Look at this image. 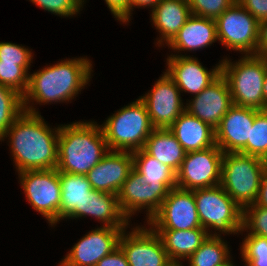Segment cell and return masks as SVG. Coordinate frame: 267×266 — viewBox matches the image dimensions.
Instances as JSON below:
<instances>
[{"instance_id": "cell-37", "label": "cell", "mask_w": 267, "mask_h": 266, "mask_svg": "<svg viewBox=\"0 0 267 266\" xmlns=\"http://www.w3.org/2000/svg\"><path fill=\"white\" fill-rule=\"evenodd\" d=\"M111 13L122 23L130 20V0H105Z\"/></svg>"}, {"instance_id": "cell-14", "label": "cell", "mask_w": 267, "mask_h": 266, "mask_svg": "<svg viewBox=\"0 0 267 266\" xmlns=\"http://www.w3.org/2000/svg\"><path fill=\"white\" fill-rule=\"evenodd\" d=\"M163 73L151 91L139 98L146 105L152 126L168 129L185 111V106L181 100V91L166 72Z\"/></svg>"}, {"instance_id": "cell-29", "label": "cell", "mask_w": 267, "mask_h": 266, "mask_svg": "<svg viewBox=\"0 0 267 266\" xmlns=\"http://www.w3.org/2000/svg\"><path fill=\"white\" fill-rule=\"evenodd\" d=\"M23 111V96L0 84V139Z\"/></svg>"}, {"instance_id": "cell-22", "label": "cell", "mask_w": 267, "mask_h": 266, "mask_svg": "<svg viewBox=\"0 0 267 266\" xmlns=\"http://www.w3.org/2000/svg\"><path fill=\"white\" fill-rule=\"evenodd\" d=\"M186 153L215 145V129L186 110L168 128Z\"/></svg>"}, {"instance_id": "cell-34", "label": "cell", "mask_w": 267, "mask_h": 266, "mask_svg": "<svg viewBox=\"0 0 267 266\" xmlns=\"http://www.w3.org/2000/svg\"><path fill=\"white\" fill-rule=\"evenodd\" d=\"M33 53L23 45L10 42H0V62L15 63L27 72L33 59Z\"/></svg>"}, {"instance_id": "cell-28", "label": "cell", "mask_w": 267, "mask_h": 266, "mask_svg": "<svg viewBox=\"0 0 267 266\" xmlns=\"http://www.w3.org/2000/svg\"><path fill=\"white\" fill-rule=\"evenodd\" d=\"M231 259L228 244L221 236H207L187 260L189 266H223Z\"/></svg>"}, {"instance_id": "cell-42", "label": "cell", "mask_w": 267, "mask_h": 266, "mask_svg": "<svg viewBox=\"0 0 267 266\" xmlns=\"http://www.w3.org/2000/svg\"><path fill=\"white\" fill-rule=\"evenodd\" d=\"M160 0H130V16H132V11L133 9L136 8H140V7H150V8H154L156 6V4L159 2Z\"/></svg>"}, {"instance_id": "cell-31", "label": "cell", "mask_w": 267, "mask_h": 266, "mask_svg": "<svg viewBox=\"0 0 267 266\" xmlns=\"http://www.w3.org/2000/svg\"><path fill=\"white\" fill-rule=\"evenodd\" d=\"M240 252L244 262L251 266H267V238L246 234Z\"/></svg>"}, {"instance_id": "cell-30", "label": "cell", "mask_w": 267, "mask_h": 266, "mask_svg": "<svg viewBox=\"0 0 267 266\" xmlns=\"http://www.w3.org/2000/svg\"><path fill=\"white\" fill-rule=\"evenodd\" d=\"M240 153L262 158L267 153V110H260L250 128V140Z\"/></svg>"}, {"instance_id": "cell-27", "label": "cell", "mask_w": 267, "mask_h": 266, "mask_svg": "<svg viewBox=\"0 0 267 266\" xmlns=\"http://www.w3.org/2000/svg\"><path fill=\"white\" fill-rule=\"evenodd\" d=\"M133 169L138 172L143 181L152 186L177 187L176 172L168 165L159 162L143 148L132 152Z\"/></svg>"}, {"instance_id": "cell-45", "label": "cell", "mask_w": 267, "mask_h": 266, "mask_svg": "<svg viewBox=\"0 0 267 266\" xmlns=\"http://www.w3.org/2000/svg\"><path fill=\"white\" fill-rule=\"evenodd\" d=\"M262 163L264 166V170L267 171V153L262 157Z\"/></svg>"}, {"instance_id": "cell-4", "label": "cell", "mask_w": 267, "mask_h": 266, "mask_svg": "<svg viewBox=\"0 0 267 266\" xmlns=\"http://www.w3.org/2000/svg\"><path fill=\"white\" fill-rule=\"evenodd\" d=\"M221 62V74L226 79L234 105L264 110L263 84L267 61L263 56L243 55L231 62Z\"/></svg>"}, {"instance_id": "cell-6", "label": "cell", "mask_w": 267, "mask_h": 266, "mask_svg": "<svg viewBox=\"0 0 267 266\" xmlns=\"http://www.w3.org/2000/svg\"><path fill=\"white\" fill-rule=\"evenodd\" d=\"M264 171L262 158L240 152L224 153L220 186L244 209L256 203Z\"/></svg>"}, {"instance_id": "cell-23", "label": "cell", "mask_w": 267, "mask_h": 266, "mask_svg": "<svg viewBox=\"0 0 267 266\" xmlns=\"http://www.w3.org/2000/svg\"><path fill=\"white\" fill-rule=\"evenodd\" d=\"M61 204L59 221L84 216V203L91 196L93 188L86 175L59 172Z\"/></svg>"}, {"instance_id": "cell-40", "label": "cell", "mask_w": 267, "mask_h": 266, "mask_svg": "<svg viewBox=\"0 0 267 266\" xmlns=\"http://www.w3.org/2000/svg\"><path fill=\"white\" fill-rule=\"evenodd\" d=\"M256 55L263 57L267 55V18L259 21V39Z\"/></svg>"}, {"instance_id": "cell-19", "label": "cell", "mask_w": 267, "mask_h": 266, "mask_svg": "<svg viewBox=\"0 0 267 266\" xmlns=\"http://www.w3.org/2000/svg\"><path fill=\"white\" fill-rule=\"evenodd\" d=\"M132 169V152L109 150L86 178L94 190L117 195Z\"/></svg>"}, {"instance_id": "cell-32", "label": "cell", "mask_w": 267, "mask_h": 266, "mask_svg": "<svg viewBox=\"0 0 267 266\" xmlns=\"http://www.w3.org/2000/svg\"><path fill=\"white\" fill-rule=\"evenodd\" d=\"M29 74L20 65L0 62V84L17 91L22 96L28 89Z\"/></svg>"}, {"instance_id": "cell-1", "label": "cell", "mask_w": 267, "mask_h": 266, "mask_svg": "<svg viewBox=\"0 0 267 266\" xmlns=\"http://www.w3.org/2000/svg\"><path fill=\"white\" fill-rule=\"evenodd\" d=\"M60 125L54 129L39 113L23 111L2 136L9 137L17 172L57 168Z\"/></svg>"}, {"instance_id": "cell-11", "label": "cell", "mask_w": 267, "mask_h": 266, "mask_svg": "<svg viewBox=\"0 0 267 266\" xmlns=\"http://www.w3.org/2000/svg\"><path fill=\"white\" fill-rule=\"evenodd\" d=\"M153 230L200 228L193 190L175 187L169 190L158 212L147 223Z\"/></svg>"}, {"instance_id": "cell-26", "label": "cell", "mask_w": 267, "mask_h": 266, "mask_svg": "<svg viewBox=\"0 0 267 266\" xmlns=\"http://www.w3.org/2000/svg\"><path fill=\"white\" fill-rule=\"evenodd\" d=\"M159 162L177 172L185 157V150L169 129L155 128L143 148Z\"/></svg>"}, {"instance_id": "cell-41", "label": "cell", "mask_w": 267, "mask_h": 266, "mask_svg": "<svg viewBox=\"0 0 267 266\" xmlns=\"http://www.w3.org/2000/svg\"><path fill=\"white\" fill-rule=\"evenodd\" d=\"M258 206L267 208V171H264L261 184H260V192L256 201Z\"/></svg>"}, {"instance_id": "cell-8", "label": "cell", "mask_w": 267, "mask_h": 266, "mask_svg": "<svg viewBox=\"0 0 267 266\" xmlns=\"http://www.w3.org/2000/svg\"><path fill=\"white\" fill-rule=\"evenodd\" d=\"M217 39L227 50L256 55L259 21L235 1L216 20Z\"/></svg>"}, {"instance_id": "cell-9", "label": "cell", "mask_w": 267, "mask_h": 266, "mask_svg": "<svg viewBox=\"0 0 267 266\" xmlns=\"http://www.w3.org/2000/svg\"><path fill=\"white\" fill-rule=\"evenodd\" d=\"M27 201L49 225L59 223L61 186L59 171L55 169L29 170L18 173Z\"/></svg>"}, {"instance_id": "cell-24", "label": "cell", "mask_w": 267, "mask_h": 266, "mask_svg": "<svg viewBox=\"0 0 267 266\" xmlns=\"http://www.w3.org/2000/svg\"><path fill=\"white\" fill-rule=\"evenodd\" d=\"M162 240L164 249L172 261L187 260L207 238L203 228L188 230H154Z\"/></svg>"}, {"instance_id": "cell-17", "label": "cell", "mask_w": 267, "mask_h": 266, "mask_svg": "<svg viewBox=\"0 0 267 266\" xmlns=\"http://www.w3.org/2000/svg\"><path fill=\"white\" fill-rule=\"evenodd\" d=\"M260 110L232 105L215 128V144L224 152H240L250 140V128Z\"/></svg>"}, {"instance_id": "cell-18", "label": "cell", "mask_w": 267, "mask_h": 266, "mask_svg": "<svg viewBox=\"0 0 267 266\" xmlns=\"http://www.w3.org/2000/svg\"><path fill=\"white\" fill-rule=\"evenodd\" d=\"M166 74L174 81L180 91L198 95L221 74V62L208 71L198 58L186 55L167 57Z\"/></svg>"}, {"instance_id": "cell-47", "label": "cell", "mask_w": 267, "mask_h": 266, "mask_svg": "<svg viewBox=\"0 0 267 266\" xmlns=\"http://www.w3.org/2000/svg\"><path fill=\"white\" fill-rule=\"evenodd\" d=\"M245 266H251V265H249L247 262H245V264H244Z\"/></svg>"}, {"instance_id": "cell-25", "label": "cell", "mask_w": 267, "mask_h": 266, "mask_svg": "<svg viewBox=\"0 0 267 266\" xmlns=\"http://www.w3.org/2000/svg\"><path fill=\"white\" fill-rule=\"evenodd\" d=\"M87 215L112 228H127L130 224L120 210L117 195L94 189L84 203V217Z\"/></svg>"}, {"instance_id": "cell-12", "label": "cell", "mask_w": 267, "mask_h": 266, "mask_svg": "<svg viewBox=\"0 0 267 266\" xmlns=\"http://www.w3.org/2000/svg\"><path fill=\"white\" fill-rule=\"evenodd\" d=\"M167 186H152L143 181L142 176L132 169L117 194L121 212L129 220L131 216L147 209V223L158 212L167 197Z\"/></svg>"}, {"instance_id": "cell-20", "label": "cell", "mask_w": 267, "mask_h": 266, "mask_svg": "<svg viewBox=\"0 0 267 266\" xmlns=\"http://www.w3.org/2000/svg\"><path fill=\"white\" fill-rule=\"evenodd\" d=\"M217 30L214 19L191 15L167 46L178 51H196L216 42Z\"/></svg>"}, {"instance_id": "cell-7", "label": "cell", "mask_w": 267, "mask_h": 266, "mask_svg": "<svg viewBox=\"0 0 267 266\" xmlns=\"http://www.w3.org/2000/svg\"><path fill=\"white\" fill-rule=\"evenodd\" d=\"M193 195L201 226L208 236L241 233L243 209L220 185L195 189ZM210 228L214 229L215 233L212 234ZM217 230L219 232L216 233ZM220 232L221 234H218Z\"/></svg>"}, {"instance_id": "cell-35", "label": "cell", "mask_w": 267, "mask_h": 266, "mask_svg": "<svg viewBox=\"0 0 267 266\" xmlns=\"http://www.w3.org/2000/svg\"><path fill=\"white\" fill-rule=\"evenodd\" d=\"M237 0H188L191 13L216 20Z\"/></svg>"}, {"instance_id": "cell-5", "label": "cell", "mask_w": 267, "mask_h": 266, "mask_svg": "<svg viewBox=\"0 0 267 266\" xmlns=\"http://www.w3.org/2000/svg\"><path fill=\"white\" fill-rule=\"evenodd\" d=\"M100 126L109 150L127 152L144 148L155 129L140 98L119 109Z\"/></svg>"}, {"instance_id": "cell-13", "label": "cell", "mask_w": 267, "mask_h": 266, "mask_svg": "<svg viewBox=\"0 0 267 266\" xmlns=\"http://www.w3.org/2000/svg\"><path fill=\"white\" fill-rule=\"evenodd\" d=\"M119 247L129 266H166L171 261L161 238L151 227L138 225L129 233L124 229Z\"/></svg>"}, {"instance_id": "cell-44", "label": "cell", "mask_w": 267, "mask_h": 266, "mask_svg": "<svg viewBox=\"0 0 267 266\" xmlns=\"http://www.w3.org/2000/svg\"><path fill=\"white\" fill-rule=\"evenodd\" d=\"M166 266H184L181 261H170Z\"/></svg>"}, {"instance_id": "cell-16", "label": "cell", "mask_w": 267, "mask_h": 266, "mask_svg": "<svg viewBox=\"0 0 267 266\" xmlns=\"http://www.w3.org/2000/svg\"><path fill=\"white\" fill-rule=\"evenodd\" d=\"M188 102L185 110L214 129L233 105L228 83L222 74Z\"/></svg>"}, {"instance_id": "cell-33", "label": "cell", "mask_w": 267, "mask_h": 266, "mask_svg": "<svg viewBox=\"0 0 267 266\" xmlns=\"http://www.w3.org/2000/svg\"><path fill=\"white\" fill-rule=\"evenodd\" d=\"M258 235L267 238V208L258 206L256 203L243 209V228L241 232Z\"/></svg>"}, {"instance_id": "cell-15", "label": "cell", "mask_w": 267, "mask_h": 266, "mask_svg": "<svg viewBox=\"0 0 267 266\" xmlns=\"http://www.w3.org/2000/svg\"><path fill=\"white\" fill-rule=\"evenodd\" d=\"M127 228L101 226L83 236L58 266H95L103 257L119 247V239Z\"/></svg>"}, {"instance_id": "cell-2", "label": "cell", "mask_w": 267, "mask_h": 266, "mask_svg": "<svg viewBox=\"0 0 267 266\" xmlns=\"http://www.w3.org/2000/svg\"><path fill=\"white\" fill-rule=\"evenodd\" d=\"M92 63L86 57L61 60L59 63L29 74V84L23 95L24 110L39 113L30 105L69 102L89 83Z\"/></svg>"}, {"instance_id": "cell-21", "label": "cell", "mask_w": 267, "mask_h": 266, "mask_svg": "<svg viewBox=\"0 0 267 266\" xmlns=\"http://www.w3.org/2000/svg\"><path fill=\"white\" fill-rule=\"evenodd\" d=\"M191 15L188 0H160L151 10L152 24L160 34L158 46L168 44Z\"/></svg>"}, {"instance_id": "cell-46", "label": "cell", "mask_w": 267, "mask_h": 266, "mask_svg": "<svg viewBox=\"0 0 267 266\" xmlns=\"http://www.w3.org/2000/svg\"><path fill=\"white\" fill-rule=\"evenodd\" d=\"M233 261L230 260L227 264L223 265V266H236L234 263H232ZM234 264V265H233Z\"/></svg>"}, {"instance_id": "cell-10", "label": "cell", "mask_w": 267, "mask_h": 266, "mask_svg": "<svg viewBox=\"0 0 267 266\" xmlns=\"http://www.w3.org/2000/svg\"><path fill=\"white\" fill-rule=\"evenodd\" d=\"M223 154L216 144L186 153L176 172L177 187L195 190L220 185Z\"/></svg>"}, {"instance_id": "cell-43", "label": "cell", "mask_w": 267, "mask_h": 266, "mask_svg": "<svg viewBox=\"0 0 267 266\" xmlns=\"http://www.w3.org/2000/svg\"><path fill=\"white\" fill-rule=\"evenodd\" d=\"M263 96H264V110H267V72L263 84Z\"/></svg>"}, {"instance_id": "cell-3", "label": "cell", "mask_w": 267, "mask_h": 266, "mask_svg": "<svg viewBox=\"0 0 267 266\" xmlns=\"http://www.w3.org/2000/svg\"><path fill=\"white\" fill-rule=\"evenodd\" d=\"M109 152L101 126L92 121L60 125L57 170L86 175Z\"/></svg>"}, {"instance_id": "cell-39", "label": "cell", "mask_w": 267, "mask_h": 266, "mask_svg": "<svg viewBox=\"0 0 267 266\" xmlns=\"http://www.w3.org/2000/svg\"><path fill=\"white\" fill-rule=\"evenodd\" d=\"M95 266H129L126 255L120 247L103 257Z\"/></svg>"}, {"instance_id": "cell-36", "label": "cell", "mask_w": 267, "mask_h": 266, "mask_svg": "<svg viewBox=\"0 0 267 266\" xmlns=\"http://www.w3.org/2000/svg\"><path fill=\"white\" fill-rule=\"evenodd\" d=\"M39 8L57 16L71 17L83 8L84 0H29Z\"/></svg>"}, {"instance_id": "cell-38", "label": "cell", "mask_w": 267, "mask_h": 266, "mask_svg": "<svg viewBox=\"0 0 267 266\" xmlns=\"http://www.w3.org/2000/svg\"><path fill=\"white\" fill-rule=\"evenodd\" d=\"M258 21L267 18V0H237Z\"/></svg>"}]
</instances>
